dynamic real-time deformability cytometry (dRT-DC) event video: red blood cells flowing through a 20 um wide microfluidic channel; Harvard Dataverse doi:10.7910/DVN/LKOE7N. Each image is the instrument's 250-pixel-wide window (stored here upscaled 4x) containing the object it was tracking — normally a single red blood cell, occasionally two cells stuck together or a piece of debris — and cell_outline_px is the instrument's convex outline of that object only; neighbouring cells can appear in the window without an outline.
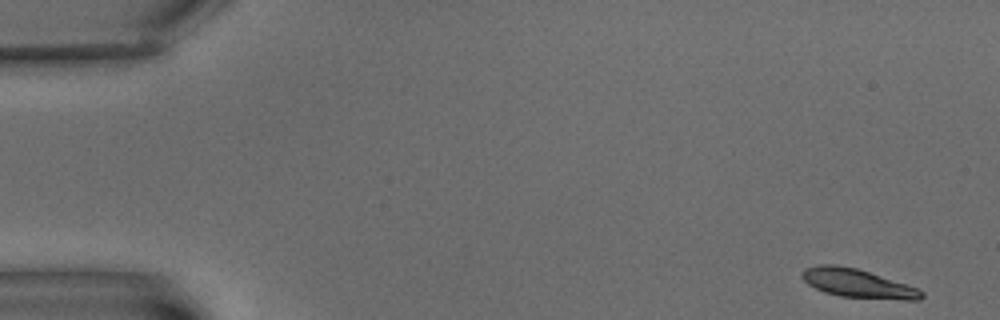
{"species": "common noctule bat (a hibernating species)", "species_latin": "Nyctalus noctula", "temperature_condition": "warm", "stored_images_in_passage": 5, "camera_frame_rate_fps": 3000, "um_per_image_px": 0.085, "animal": {"sex": "male", "body_mass_g": 15.6}, "frame": {"image": 1, "passage_image": 1, "time_ms": 0.0, "image_size_px": [1000, 320], "cell_outline_px": [[924, 296], [920, 300], [904, 300], [840, 296], [824, 292], [808, 284], [800, 276], [800, 272], [804, 268], [820, 264], [836, 264], [856, 268], [916, 288], [924, 292]], "centroid_in_image_um": [72.84, 24.08], "position_along_channel_um": 12.2, "area_um2": 19.77}}
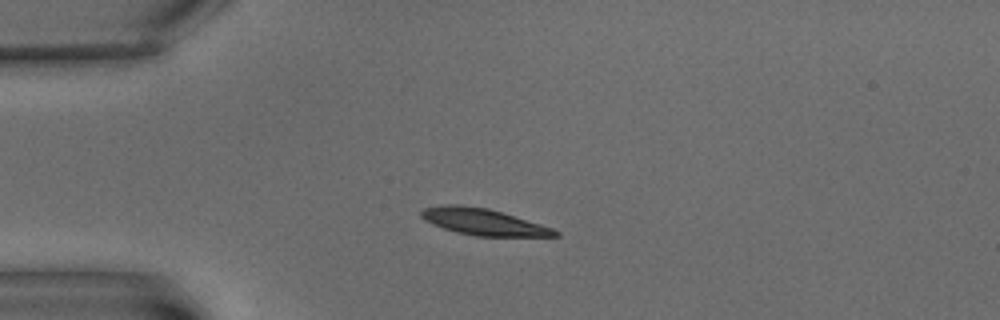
{"frame": {"image": 2, "passage_image": 4, "time_ms": 4.667, "image_size_px": [1000, 320], "cell_outline_px": [[560, 236], [476, 236], [456, 232], [432, 224], [424, 220], [420, 216], [420, 212], [424, 208], [444, 204], [460, 204], [488, 208], [540, 224], [552, 228], [560, 232]], "centroid_in_image_um": [41.04, 18.85], "position_along_channel_um": 44.0, "area_um2": 20.58}}